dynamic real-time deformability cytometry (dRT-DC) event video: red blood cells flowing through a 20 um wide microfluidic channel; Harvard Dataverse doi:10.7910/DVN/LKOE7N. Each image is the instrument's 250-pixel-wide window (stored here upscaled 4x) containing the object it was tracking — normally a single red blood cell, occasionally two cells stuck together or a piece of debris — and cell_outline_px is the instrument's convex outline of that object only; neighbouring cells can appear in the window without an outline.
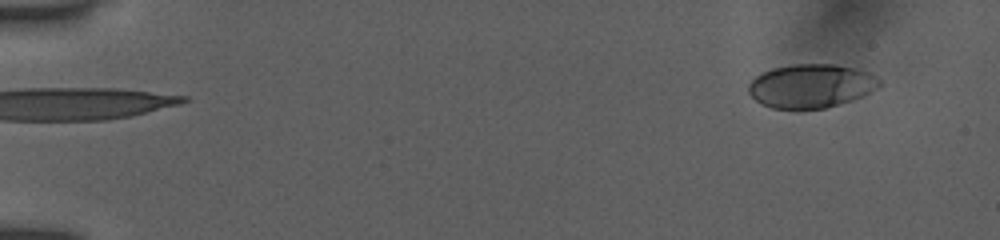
{"species": "human", "species_latin": "Homo sapiens", "temperature_condition": "room temperature", "stored_images_in_passage": 11, "camera_frame_rate_fps": 3000, "um_per_image_px": 0.085, "donor": {"sex": "female"}, "frame": {"image": 1, "passage_image": 1, "time_ms": 0.0, "image_size_px": [1000, 240], "cell_outline_px": [[884, 84], [860, 96], [824, 108], [772, 108], [760, 104], [748, 92], [748, 84], [760, 72], [772, 68], [792, 64], [836, 64], [856, 68], [868, 72], [876, 76]], "centroid_in_image_um": [68.91, 7.28], "position_along_channel_um": 16.1, "area_um2": 33.18}}